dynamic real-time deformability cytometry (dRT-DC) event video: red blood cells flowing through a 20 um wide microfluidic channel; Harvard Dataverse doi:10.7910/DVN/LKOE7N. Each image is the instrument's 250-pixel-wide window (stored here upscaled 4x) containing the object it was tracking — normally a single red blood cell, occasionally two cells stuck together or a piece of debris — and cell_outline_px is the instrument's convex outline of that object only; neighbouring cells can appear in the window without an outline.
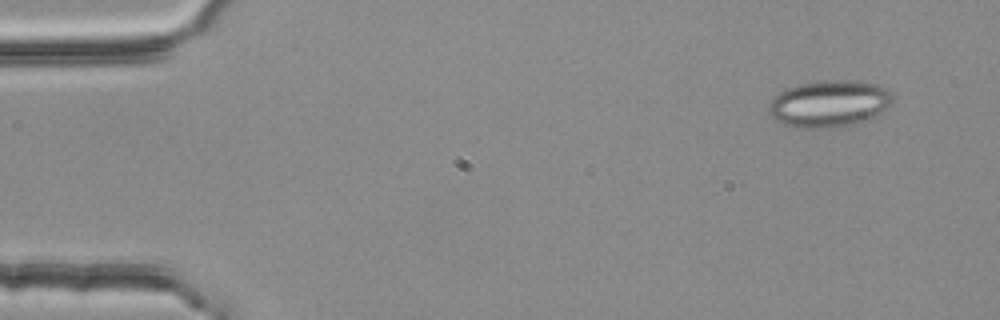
{"species": "common noctule bat (a hibernating species)", "species_latin": "Nyctalus noctula", "temperature_condition": "room temperature", "stored_images_in_passage": 3, "camera_frame_rate_fps": 3000, "um_per_image_px": 0.085, "animal": {"sex": "female", "body_mass_g": 25.1}, "frame": {"image": 1, "passage_image": 1, "time_ms": 0.0, "image_size_px": [1000, 320], "cell_outline_px": [[892, 100], [876, 116], [868, 120], [840, 128], [796, 128], [784, 124], [776, 120], [768, 112], [768, 104], [772, 96], [784, 88], [816, 80], [860, 80], [876, 84], [884, 88], [892, 96]], "centroid_in_image_um": [70.41, 8.81], "position_along_channel_um": 14.6, "area_um2": 34.28}}
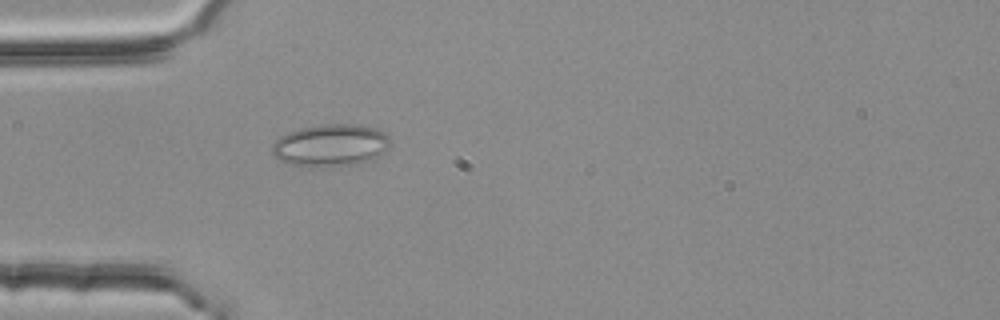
{"frame": {"image": 2, "passage_image": 3, "time_ms": 0.667, "image_size_px": [1000, 320], "cell_outline_px": [[392, 140], [388, 148], [376, 156], [368, 160], [352, 164], [312, 168], [288, 164], [280, 160], [272, 152], [272, 144], [280, 136], [288, 132], [300, 128], [328, 124], [360, 124], [384, 132]], "centroid_in_image_um": [28.08, 12.35], "position_along_channel_um": 56.9, "area_um2": 29.02}}